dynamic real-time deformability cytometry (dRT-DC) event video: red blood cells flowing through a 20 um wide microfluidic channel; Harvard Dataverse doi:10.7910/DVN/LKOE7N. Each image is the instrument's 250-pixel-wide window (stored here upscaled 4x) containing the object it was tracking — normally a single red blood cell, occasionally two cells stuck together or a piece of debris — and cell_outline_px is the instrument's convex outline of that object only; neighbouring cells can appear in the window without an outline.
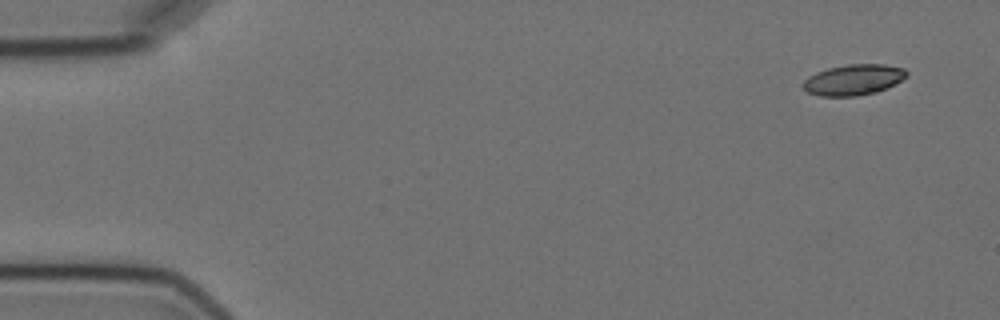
{"species": "Egyptian fruit bat (a non-hibernating species)", "species_latin": "Rousettus aegyptiacus", "temperature_condition": "cold", "stored_images_in_passage": 4, "camera_frame_rate_fps": 3000, "um_per_image_px": 0.085, "animal": {"sex": "female"}, "frame": {"image": 1, "passage_image": 1, "time_ms": 0.0, "image_size_px": [1000, 320], "cell_outline_px": [[908, 76], [876, 92], [856, 96], [820, 96], [808, 92], [804, 88], [804, 80], [808, 76], [816, 72], [828, 68], [848, 64], [884, 64], [904, 68], [908, 72]], "centroid_in_image_um": [72.54, 6.77], "position_along_channel_um": 12.5, "area_um2": 18.38}}